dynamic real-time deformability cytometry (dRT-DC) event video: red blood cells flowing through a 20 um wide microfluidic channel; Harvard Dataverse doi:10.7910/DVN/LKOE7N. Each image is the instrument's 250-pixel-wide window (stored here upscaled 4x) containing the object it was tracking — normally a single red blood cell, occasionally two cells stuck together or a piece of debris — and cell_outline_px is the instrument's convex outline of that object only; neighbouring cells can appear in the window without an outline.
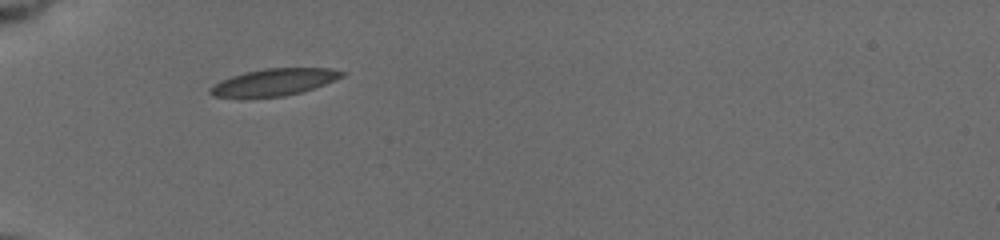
{"species": "common noctule bat (a hibernating species)", "species_latin": "Nyctalus noctula", "temperature_condition": "cold", "stored_images_in_passage": 38, "camera_frame_rate_fps": 3000, "um_per_image_px": 0.085, "animal": {"sex": "female", "body_mass_g": 19.5, "forearm_length_mm": 54.1}, "frame": {"image": 1, "passage_image": 1, "time_ms": 0.0, "image_size_px": [1000, 240], "cell_outline_px": [[348, 72], [344, 76], [324, 84], [300, 92], [284, 96], [212, 96], [208, 92], [208, 88], [220, 80], [244, 72], [264, 68], [328, 68]], "centroid_in_image_um": [23.3, 6.95], "position_along_channel_um": 61.7, "area_um2": 20.35}}
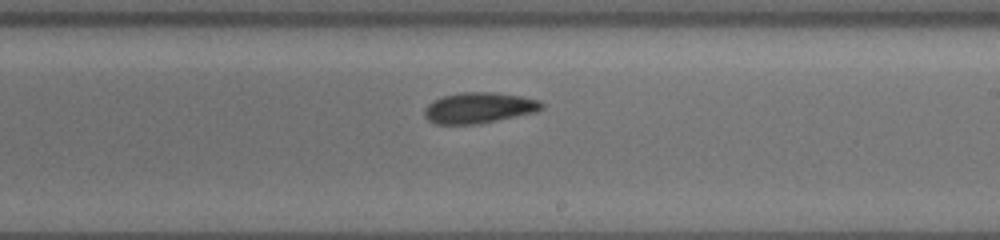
{"frame": {"image": 2, "passage_image": 17, "time_ms": 5.333, "image_size_px": [1000, 240], "cell_outline_px": [[544, 108], [536, 112], [476, 124], [436, 124], [428, 120], [424, 116], [424, 108], [432, 100], [444, 96], [460, 92], [496, 92], [520, 96], [540, 100], [544, 104]], "centroid_in_image_um": [40.7, 9.16], "position_along_channel_um": 248.3, "area_um2": 21.1}}
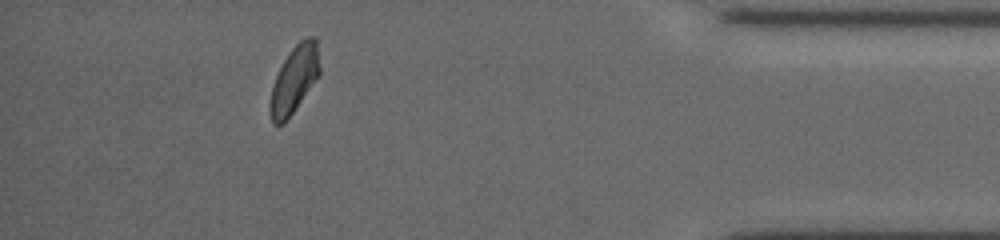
{"frame": {"image": 3, "passage_image": 33, "time_ms": 10.667, "image_size_px": [1000, 240], "cell_outline_px": [[320, 72], [292, 112], [280, 124], [272, 124], [272, 88], [276, 76], [284, 60], [292, 48], [300, 40], [308, 36], [316, 36], [320, 68]], "centroid_in_image_um": [25.06, 6.64], "position_along_channel_um": 410.1, "area_um2": 18.26}, "authors_computed_cell_mechanics": {"area_um2": 20.4034, "velocity_mm_per_s": 3.733, "shape_relaxation_time_tau1_ms": 3.3658, "shape_relaxation_time_tau2_ms": 2.8591, "deformation_change_tau1": 0.1212, "deformation_change_tau2": 0.0768}}